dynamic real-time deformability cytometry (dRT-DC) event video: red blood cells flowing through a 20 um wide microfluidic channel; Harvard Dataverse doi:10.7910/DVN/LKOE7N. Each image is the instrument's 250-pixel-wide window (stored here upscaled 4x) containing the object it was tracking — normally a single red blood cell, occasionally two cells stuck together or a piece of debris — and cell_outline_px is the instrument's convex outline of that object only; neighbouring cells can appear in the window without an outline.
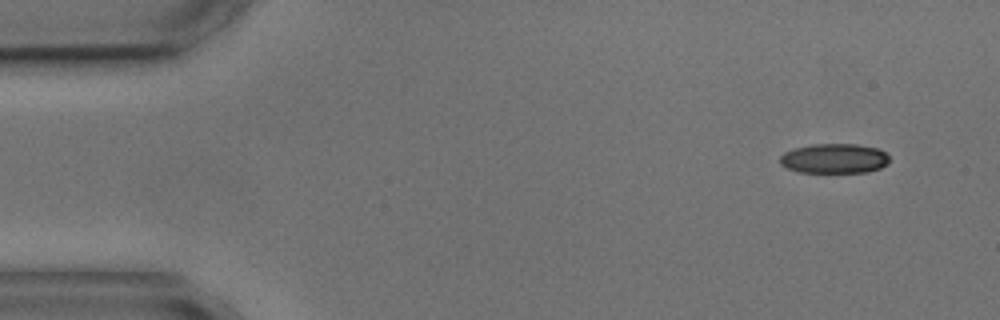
{"species": "common noctule bat (a hibernating species)", "species_latin": "Nyctalus noctula", "temperature_condition": "cold", "stored_images_in_passage": 4, "camera_frame_rate_fps": 3000, "um_per_image_px": 0.085, "animal": {"sex": "male", "body_mass_g": 17.9, "forearm_length_mm": 54.2}, "frame": {"image": 1, "passage_image": 1, "time_ms": 0.0, "image_size_px": [1000, 320], "cell_outline_px": [[888, 164], [880, 168], [868, 172], [800, 172], [788, 168], [780, 164], [780, 156], [784, 152], [796, 148], [812, 144], [856, 144], [876, 148], [884, 152], [888, 156]], "centroid_in_image_um": [70.91, 13.47], "position_along_channel_um": 14.1, "area_um2": 18.84}}
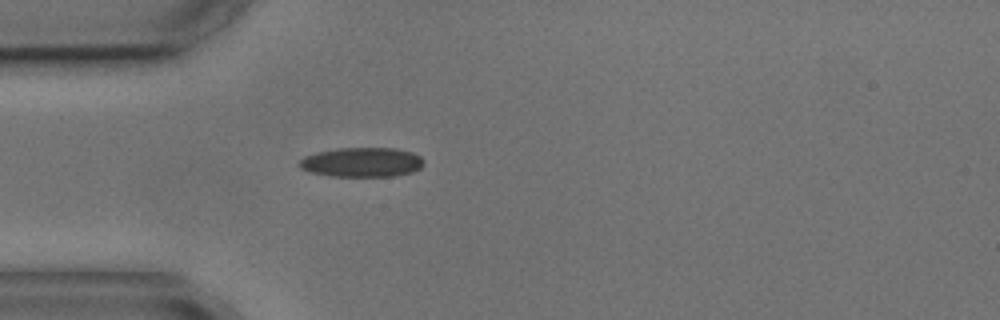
{"frame": {"image": 2, "passage_image": 4, "time_ms": 3.667, "image_size_px": [1000, 320], "cell_outline_px": [[424, 164], [420, 168], [412, 172], [396, 176], [332, 176], [312, 172], [300, 168], [296, 164], [304, 156], [316, 152], [336, 148], [396, 148], [412, 152], [420, 156], [424, 160]], "centroid_in_image_um": [30.76, 13.78], "position_along_channel_um": 54.2, "area_um2": 21.56}}